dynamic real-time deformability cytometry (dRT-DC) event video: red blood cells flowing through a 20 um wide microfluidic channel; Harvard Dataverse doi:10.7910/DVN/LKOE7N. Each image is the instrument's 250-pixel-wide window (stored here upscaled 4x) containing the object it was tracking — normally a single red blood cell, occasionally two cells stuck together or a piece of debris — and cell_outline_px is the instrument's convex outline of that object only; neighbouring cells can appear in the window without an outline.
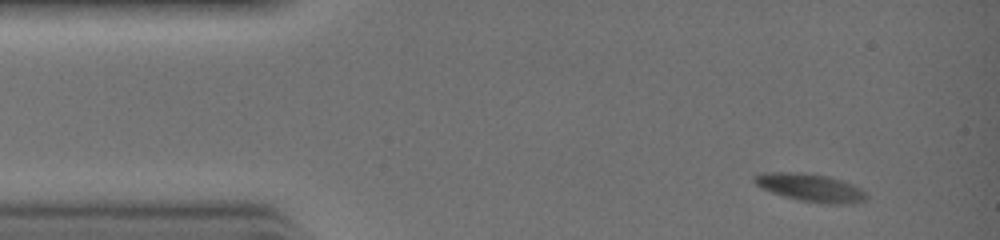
{"species": "common noctule bat (a hibernating species)", "species_latin": "Nyctalus noctula", "temperature_condition": "warm", "stored_images_in_passage": 30, "camera_frame_rate_fps": 3000, "um_per_image_px": 0.085, "animal": {"sex": "female", "body_mass_g": 19.0, "forearm_length_mm": 51.5}, "frame": {"image": 1, "passage_image": 1, "time_ms": 0.0, "image_size_px": [1000, 240], "cell_outline_px": [[868, 196], [864, 200], [840, 204], [828, 204], [800, 200], [784, 196], [760, 188], [752, 180], [752, 176], [764, 172], [800, 172], [828, 176], [852, 184], [860, 188]], "centroid_in_image_um": [68.82, 15.93], "position_along_channel_um": 16.2, "area_um2": 18.03}}
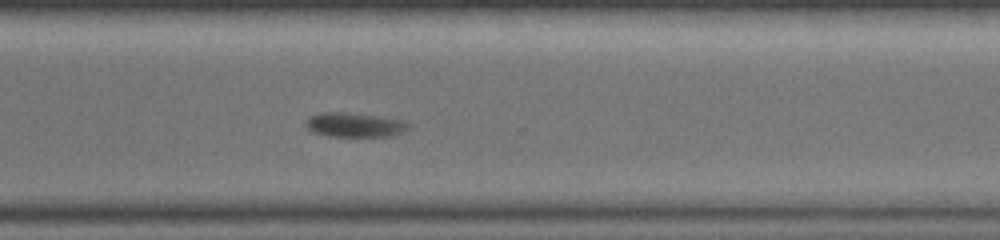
{"frame": {"image": 2, "passage_image": 22, "time_ms": 7.0, "image_size_px": [1000, 240], "cell_outline_px": [[412, 124], [404, 132], [392, 136], [328, 136], [316, 132], [308, 128], [308, 120], [312, 116], [320, 112], [344, 112], [412, 120]], "centroid_in_image_um": [30.31, 10.6], "position_along_channel_um": 340.3, "area_um2": 14.62}}
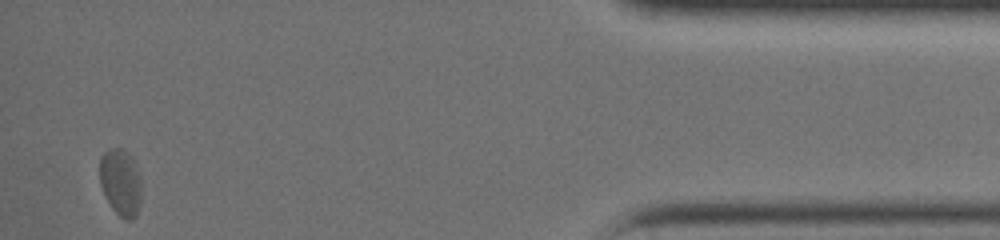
{"frame": {"image": 3, "passage_image": 30, "time_ms": 9.667, "image_size_px": [1000, 240], "cell_outline_px": [[140, 204], [136, 216], [132, 220], [124, 220], [112, 208], [104, 196], [100, 184], [100, 156], [108, 148], [120, 148], [128, 152], [132, 156], [140, 180]], "centroid_in_image_um": [10.24, 15.5], "position_along_channel_um": 425.0, "area_um2": 16.36}}